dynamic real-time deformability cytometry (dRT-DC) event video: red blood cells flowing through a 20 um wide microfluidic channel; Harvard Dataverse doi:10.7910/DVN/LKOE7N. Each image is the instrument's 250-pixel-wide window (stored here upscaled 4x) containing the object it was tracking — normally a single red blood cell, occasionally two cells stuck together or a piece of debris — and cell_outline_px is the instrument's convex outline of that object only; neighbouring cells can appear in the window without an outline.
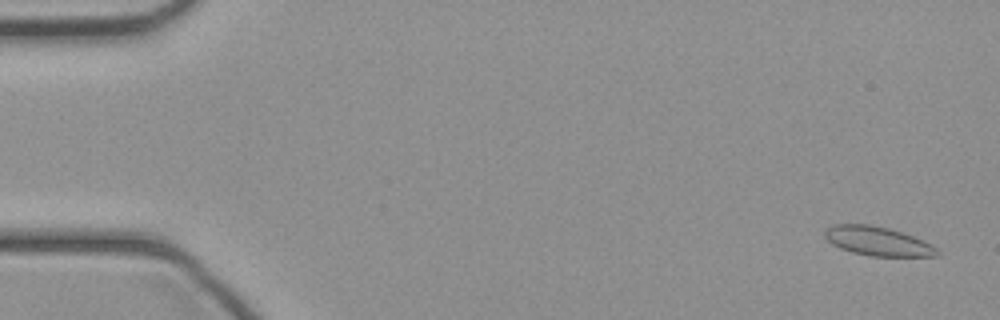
{"species": "common noctule bat (a hibernating species)", "species_latin": "Nyctalus noctula", "temperature_condition": "cold", "stored_images_in_passage": 45, "camera_frame_rate_fps": 3000, "um_per_image_px": 0.085, "animal": {"sex": "female", "body_mass_g": 21.9}, "frame": {"image": 1, "passage_image": 2, "time_ms": 0.333, "image_size_px": [1000, 320], "cell_outline_px": [[940, 256], [872, 256], [852, 252], [840, 248], [832, 244], [824, 236], [824, 228], [832, 224], [872, 224], [888, 228], [912, 236], [936, 248], [940, 252]], "centroid_in_image_um": [74.54, 20.49], "position_along_channel_um": 10.5, "area_um2": 18.9}}
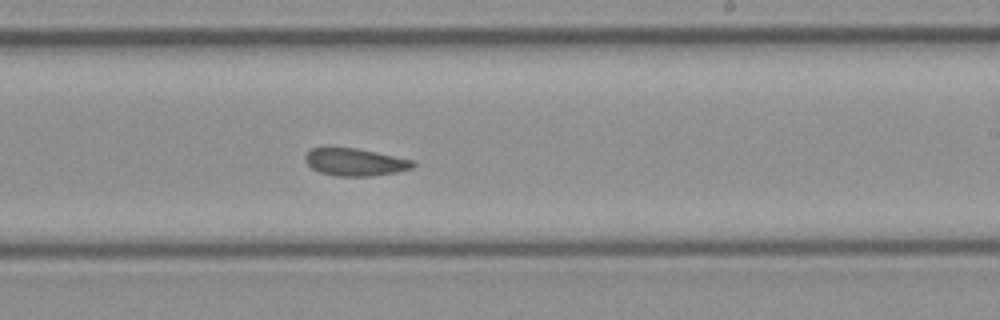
{"frame": {"image": 2, "passage_image": 27, "time_ms": 8.667, "image_size_px": [1000, 320], "cell_outline_px": [[416, 164], [412, 168], [396, 172], [368, 176], [336, 176], [320, 172], [312, 168], [304, 160], [304, 156], [312, 148], [328, 144], [332, 144], [356, 148], [376, 152], [412, 160]], "centroid_in_image_um": [30.09, 13.73], "position_along_channel_um": 258.9, "area_um2": 17.69}}
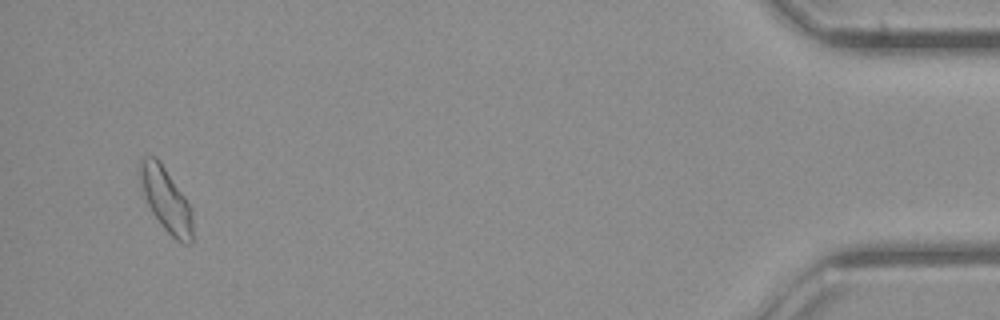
{"frame": {"image": 3, "passage_image": 43, "time_ms": 14.0, "image_size_px": [1000, 320], "cell_outline_px": [[192, 244], [184, 244], [176, 240], [160, 224], [152, 212], [144, 196], [136, 172], [136, 168], [140, 160], [144, 156], [156, 156], [160, 160], [192, 208]], "centroid_in_image_um": [14.07, 16.92], "position_along_channel_um": 421.1, "area_um2": 20.0}}